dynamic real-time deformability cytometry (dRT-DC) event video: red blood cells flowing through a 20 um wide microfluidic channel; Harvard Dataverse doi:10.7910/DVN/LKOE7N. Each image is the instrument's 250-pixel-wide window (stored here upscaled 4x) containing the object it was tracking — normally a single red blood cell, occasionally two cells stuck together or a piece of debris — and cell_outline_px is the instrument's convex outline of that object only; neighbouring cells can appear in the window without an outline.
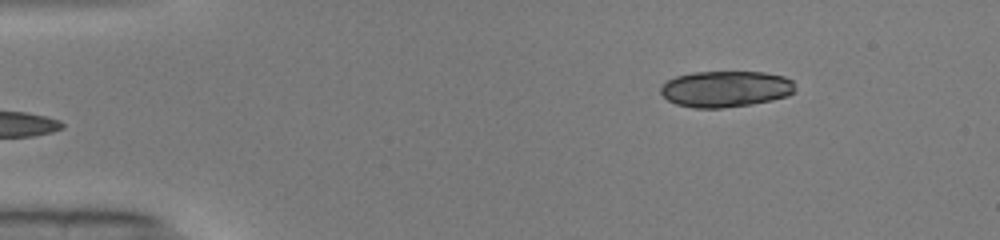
{"species": "common noctule bat (a hibernating species)", "species_latin": "Nyctalus noctula", "temperature_condition": "warm", "stored_images_in_passage": 43, "camera_frame_rate_fps": 3000, "um_per_image_px": 0.085, "animal": {"sex": "male", "body_mass_g": 19.0, "forearm_length_mm": 50.8}, "frame": {"image": 1, "passage_image": 1, "time_ms": 0.0, "image_size_px": [1000, 240], "cell_outline_px": [[796, 92], [788, 96], [772, 100], [752, 104], [720, 108], [692, 108], [676, 104], [668, 100], [660, 92], [660, 88], [668, 80], [676, 76], [692, 72], [764, 72], [784, 76], [792, 80], [796, 88]], "centroid_in_image_um": [61.71, 7.56], "position_along_channel_um": 23.3, "area_um2": 28.55}}
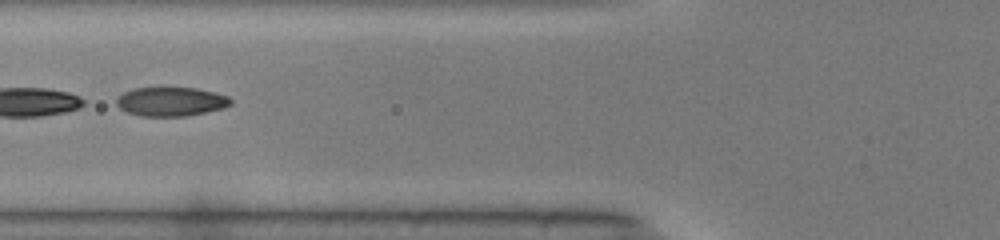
{"frame": {"image": 2, "passage_image": 14, "time_ms": 4.333, "image_size_px": [1000, 240], "cell_outline_px": [[232, 104], [224, 108], [184, 116], [140, 116], [128, 112], [120, 108], [116, 104], [116, 100], [124, 92], [132, 88], [160, 84], [196, 88], [228, 96], [232, 100]], "centroid_in_image_um": [14.5, 8.58], "position_along_channel_um": 111.3, "area_um2": 20.06}, "authors_computed_cell_mechanics": {"area_um2": 20.0566, "velocity_mm_per_s": 4.0966, "shape_relaxation_time_tau1_ms": 9.2822, "shape_relaxation_time_tau2_ms": 1.4074, "deformation_change_tau1": 0.2872, "deformation_change_tau2": 0.0414}}